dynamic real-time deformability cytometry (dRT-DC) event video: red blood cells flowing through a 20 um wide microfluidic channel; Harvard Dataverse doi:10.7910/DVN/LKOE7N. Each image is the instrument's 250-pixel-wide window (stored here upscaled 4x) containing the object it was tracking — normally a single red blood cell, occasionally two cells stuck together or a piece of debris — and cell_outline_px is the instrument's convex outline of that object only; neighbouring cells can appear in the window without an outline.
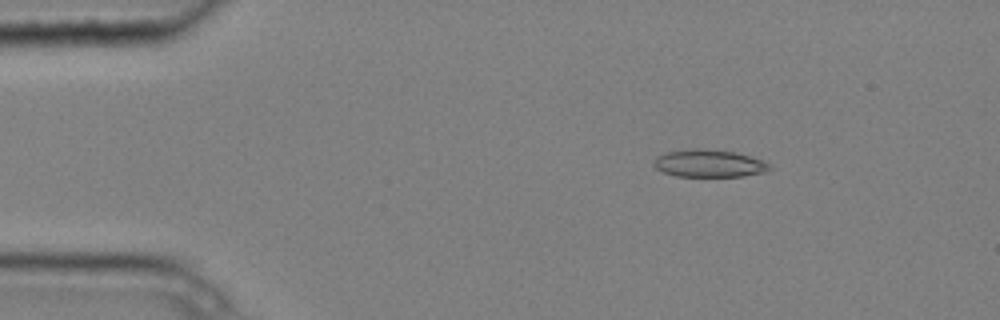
{"species": "common noctule bat (a hibernating species)", "species_latin": "Nyctalus noctula", "temperature_condition": "cold", "stored_images_in_passage": 3, "camera_frame_rate_fps": 3000, "um_per_image_px": 0.085, "animal": {"sex": "male", "body_mass_g": 20.4}, "frame": {"image": 1, "passage_image": 2, "time_ms": 0.333, "image_size_px": [1000, 320], "cell_outline_px": [[772, 168], [764, 172], [744, 176], [676, 176], [664, 172], [656, 168], [652, 164], [652, 160], [656, 156], [664, 152], [688, 148], [704, 148], [736, 152], [764, 160], [772, 164]], "centroid_in_image_um": [60.26, 13.87], "position_along_channel_um": 24.7, "area_um2": 18.96}}